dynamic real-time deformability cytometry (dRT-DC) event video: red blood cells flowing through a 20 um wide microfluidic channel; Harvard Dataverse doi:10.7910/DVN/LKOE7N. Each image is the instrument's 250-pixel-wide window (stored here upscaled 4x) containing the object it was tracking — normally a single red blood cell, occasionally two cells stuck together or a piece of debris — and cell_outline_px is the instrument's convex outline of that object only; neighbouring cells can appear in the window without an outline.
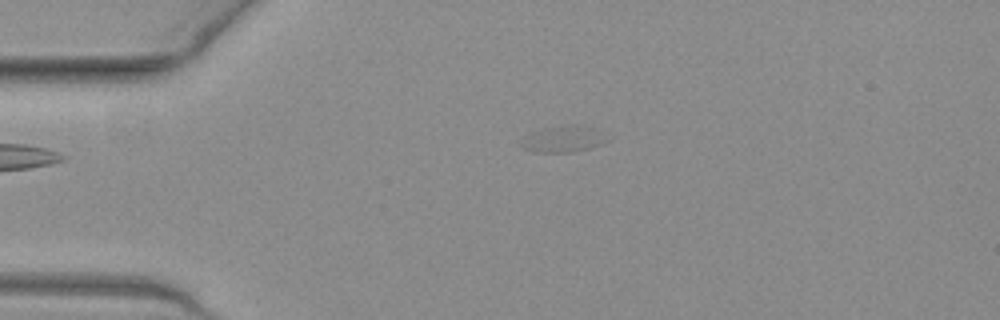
{"species": "common noctule bat (a hibernating species)", "species_latin": "Nyctalus noctula", "temperature_condition": "warm", "stored_images_in_passage": 37, "camera_frame_rate_fps": 3000, "um_per_image_px": 0.085, "animal": {"sex": "female", "body_mass_g": 19.3, "forearm_length_mm": 54.1}, "frame": {"image": 1, "passage_image": 1, "time_ms": 0.0, "image_size_px": [1000, 320], "cell_outline_px": [[608, 140], [600, 144], [588, 148], [572, 152], [532, 152], [524, 148], [520, 144], [520, 140], [524, 136], [532, 132], [544, 128], [572, 124], [580, 124]], "centroid_in_image_um": [47.73, 11.84], "position_along_channel_um": 37.3, "area_um2": 12.66}}
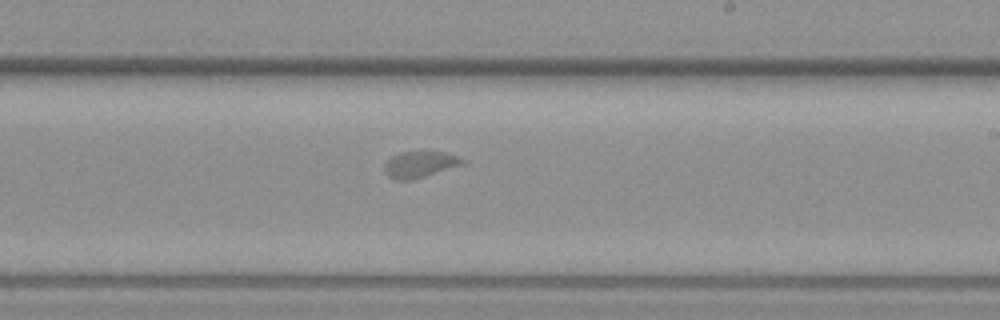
{"frame": {"image": 2, "passage_image": 20, "time_ms": 6.333, "image_size_px": [1000, 320], "cell_outline_px": [[468, 160], [464, 164], [424, 176], [408, 180], [396, 180], [388, 176], [384, 172], [384, 164], [392, 156], [400, 152], [448, 152]], "centroid_in_image_um": [35.71, 13.96], "position_along_channel_um": 253.3, "area_um2": 11.91}}
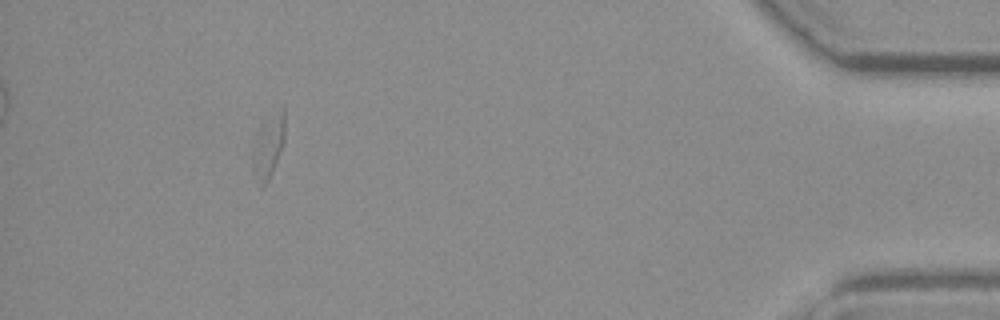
{"frame": {"image": 3, "passage_image": 37, "time_ms": 12.0, "image_size_px": [1000, 320], "cell_outline_px": [[284, 140], [280, 152], [272, 172], [268, 180], [260, 188], [252, 172], [252, 148], [256, 132], [260, 124], [264, 120], [284, 104]], "centroid_in_image_um": [22.77, 12.4], "position_along_channel_um": 412.4, "area_um2": 12.25}}